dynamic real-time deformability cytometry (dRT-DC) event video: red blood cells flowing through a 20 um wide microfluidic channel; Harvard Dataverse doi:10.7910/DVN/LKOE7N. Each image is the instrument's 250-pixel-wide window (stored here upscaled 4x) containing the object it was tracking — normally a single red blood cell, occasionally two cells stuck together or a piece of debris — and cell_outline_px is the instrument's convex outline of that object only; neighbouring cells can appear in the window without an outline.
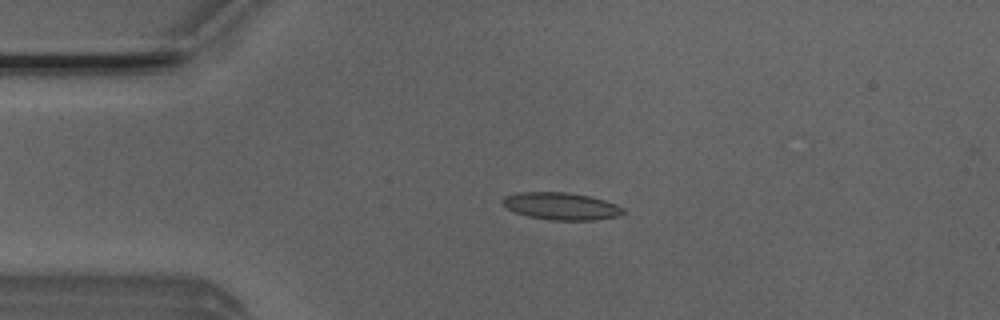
{"species": "Egyptian fruit bat (a non-hibernating species)", "species_latin": "Rousettus aegyptiacus", "temperature_condition": "room temperature", "stored_images_in_passage": 5, "camera_frame_rate_fps": 3000, "um_per_image_px": 0.085, "animal": {"sex": "male"}, "frame": {"image": 1, "passage_image": 4, "time_ms": 1.0, "image_size_px": [1000, 320], "cell_outline_px": [[628, 212], [620, 216], [596, 220], [552, 220], [528, 216], [516, 212], [500, 204], [500, 200], [504, 196], [516, 192], [568, 192], [588, 196], [604, 200], [616, 204], [624, 208]], "centroid_in_image_um": [47.71, 17.52], "position_along_channel_um": 37.3, "area_um2": 19.42}}